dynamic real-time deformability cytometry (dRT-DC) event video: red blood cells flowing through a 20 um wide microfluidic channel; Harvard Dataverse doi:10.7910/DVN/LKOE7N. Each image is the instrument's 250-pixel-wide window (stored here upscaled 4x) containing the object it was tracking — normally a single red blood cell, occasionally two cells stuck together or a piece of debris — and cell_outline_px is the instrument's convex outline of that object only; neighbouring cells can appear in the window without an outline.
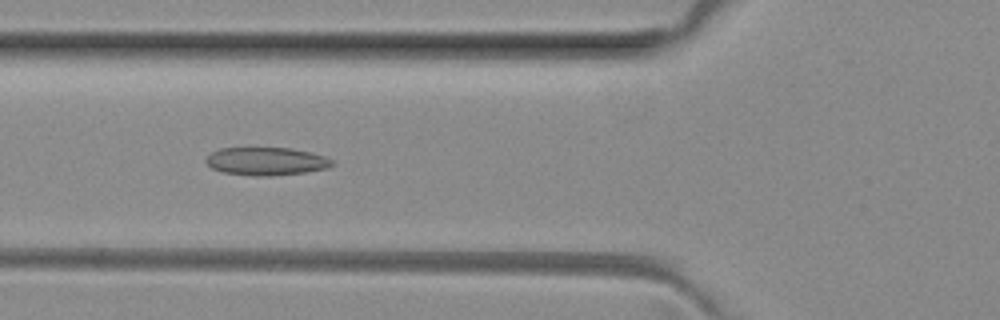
{"species": "common noctule bat (a hibernating species)", "species_latin": "Nyctalus noctula", "temperature_condition": "room temperature", "stored_images_in_passage": 51, "camera_frame_rate_fps": 3000, "um_per_image_px": 0.085, "animal": {"sex": "female", "body_mass_g": 29.2, "forearm_length_mm": 56.3}, "frame": {"image": 1, "passage_image": 18, "time_ms": 5.667, "image_size_px": [1000, 320], "cell_outline_px": [[336, 164], [328, 168], [304, 172], [272, 176], [252, 176], [220, 172], [212, 168], [204, 160], [212, 152], [220, 148], [292, 148], [312, 152], [336, 160]], "centroid_in_image_um": [22.67, 13.71], "position_along_channel_um": 103.1, "area_um2": 20.87}}
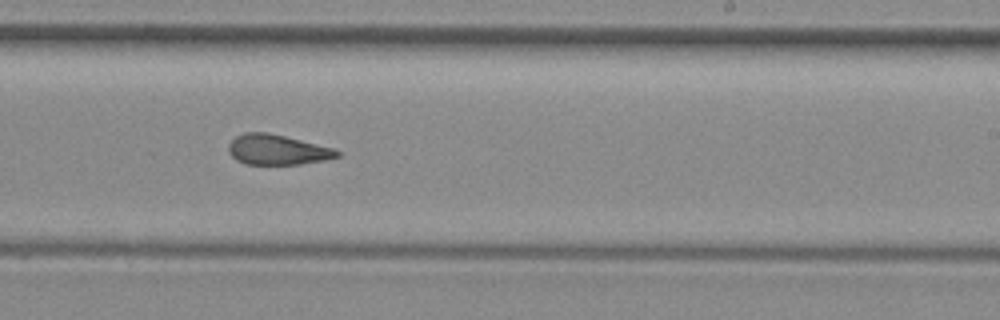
{"frame": {"image": 2, "passage_image": 30, "time_ms": 9.667, "image_size_px": [1000, 320], "cell_outline_px": [[340, 156], [324, 160], [300, 164], [244, 164], [236, 160], [228, 152], [228, 144], [236, 136], [244, 132], [268, 132], [332, 148], [340, 152]], "centroid_in_image_um": [23.52, 12.73], "position_along_channel_um": 265.5, "area_um2": 18.96}}
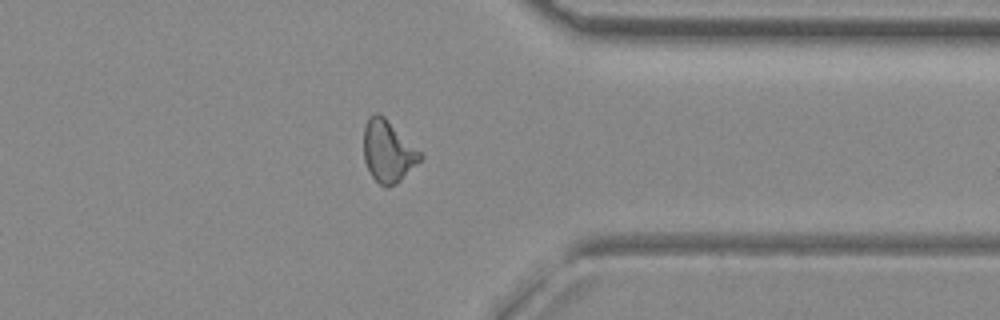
{"frame": {"image": 3, "passage_image": 39, "time_ms": 12.667, "image_size_px": [1000, 320], "cell_outline_px": [[424, 156], [396, 184], [388, 188], [384, 188], [372, 176], [364, 160], [364, 128], [368, 116], [372, 112], [380, 112]], "centroid_in_image_um": [32.95, 12.84], "position_along_channel_um": 378.5, "area_um2": 20.17}, "authors_computed_cell_mechanics": {"area_um2": 20.23, "velocity_mm_per_s": 4.0622, "shape_relaxation_time_tau1_ms": null, "shape_relaxation_time_tau2_ms": 2.2899, "deformation_change_tau1": null, "deformation_change_tau2": 0.0981}}